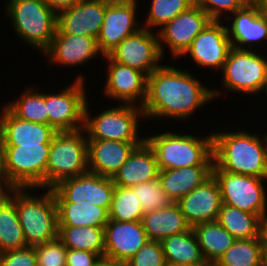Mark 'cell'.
<instances>
[{"instance_id": "obj_1", "label": "cell", "mask_w": 267, "mask_h": 266, "mask_svg": "<svg viewBox=\"0 0 267 266\" xmlns=\"http://www.w3.org/2000/svg\"><path fill=\"white\" fill-rule=\"evenodd\" d=\"M190 71L161 65L147 76V96L142 106L145 120L188 121L195 111L222 96V88H209ZM162 118V119H161Z\"/></svg>"}, {"instance_id": "obj_2", "label": "cell", "mask_w": 267, "mask_h": 266, "mask_svg": "<svg viewBox=\"0 0 267 266\" xmlns=\"http://www.w3.org/2000/svg\"><path fill=\"white\" fill-rule=\"evenodd\" d=\"M237 128L234 127L227 132L223 129L216 133L212 131L213 168L267 179V140L265 136L255 131L252 133ZM234 129L235 131H233Z\"/></svg>"}, {"instance_id": "obj_3", "label": "cell", "mask_w": 267, "mask_h": 266, "mask_svg": "<svg viewBox=\"0 0 267 266\" xmlns=\"http://www.w3.org/2000/svg\"><path fill=\"white\" fill-rule=\"evenodd\" d=\"M35 190L39 191L40 188H9L4 192L15 204L28 247H36L56 239L59 230L53 191L41 188L45 192L35 194Z\"/></svg>"}, {"instance_id": "obj_4", "label": "cell", "mask_w": 267, "mask_h": 266, "mask_svg": "<svg viewBox=\"0 0 267 266\" xmlns=\"http://www.w3.org/2000/svg\"><path fill=\"white\" fill-rule=\"evenodd\" d=\"M176 131H162L145 137L160 170L213 166L212 131L204 137Z\"/></svg>"}, {"instance_id": "obj_5", "label": "cell", "mask_w": 267, "mask_h": 266, "mask_svg": "<svg viewBox=\"0 0 267 266\" xmlns=\"http://www.w3.org/2000/svg\"><path fill=\"white\" fill-rule=\"evenodd\" d=\"M5 14L17 39L42 55L50 47L57 29V14L42 0H8Z\"/></svg>"}, {"instance_id": "obj_6", "label": "cell", "mask_w": 267, "mask_h": 266, "mask_svg": "<svg viewBox=\"0 0 267 266\" xmlns=\"http://www.w3.org/2000/svg\"><path fill=\"white\" fill-rule=\"evenodd\" d=\"M107 106L97 115L90 111L87 101L85 106L84 129L87 140H112L121 142H144L139 128L140 120H145L142 107L131 104ZM112 107V108H111ZM93 114V115H92ZM140 135V136H139Z\"/></svg>"}, {"instance_id": "obj_7", "label": "cell", "mask_w": 267, "mask_h": 266, "mask_svg": "<svg viewBox=\"0 0 267 266\" xmlns=\"http://www.w3.org/2000/svg\"><path fill=\"white\" fill-rule=\"evenodd\" d=\"M88 172V140L85 129L58 131L50 143L46 188Z\"/></svg>"}, {"instance_id": "obj_8", "label": "cell", "mask_w": 267, "mask_h": 266, "mask_svg": "<svg viewBox=\"0 0 267 266\" xmlns=\"http://www.w3.org/2000/svg\"><path fill=\"white\" fill-rule=\"evenodd\" d=\"M232 47L221 71V86L229 92L256 95L267 90V54Z\"/></svg>"}, {"instance_id": "obj_9", "label": "cell", "mask_w": 267, "mask_h": 266, "mask_svg": "<svg viewBox=\"0 0 267 266\" xmlns=\"http://www.w3.org/2000/svg\"><path fill=\"white\" fill-rule=\"evenodd\" d=\"M50 144L5 146L6 190L46 188Z\"/></svg>"}, {"instance_id": "obj_10", "label": "cell", "mask_w": 267, "mask_h": 266, "mask_svg": "<svg viewBox=\"0 0 267 266\" xmlns=\"http://www.w3.org/2000/svg\"><path fill=\"white\" fill-rule=\"evenodd\" d=\"M212 175L219 185L223 204L260 218L267 214V179L224 172L219 168H212Z\"/></svg>"}, {"instance_id": "obj_11", "label": "cell", "mask_w": 267, "mask_h": 266, "mask_svg": "<svg viewBox=\"0 0 267 266\" xmlns=\"http://www.w3.org/2000/svg\"><path fill=\"white\" fill-rule=\"evenodd\" d=\"M86 78L78 73L72 84L54 93H45L48 125L57 131L84 128L85 106L88 101Z\"/></svg>"}, {"instance_id": "obj_12", "label": "cell", "mask_w": 267, "mask_h": 266, "mask_svg": "<svg viewBox=\"0 0 267 266\" xmlns=\"http://www.w3.org/2000/svg\"><path fill=\"white\" fill-rule=\"evenodd\" d=\"M212 21L196 3L158 29L160 53L165 58V48H169L174 60L182 57L194 38ZM165 44V45H164ZM165 46V47H164Z\"/></svg>"}, {"instance_id": "obj_13", "label": "cell", "mask_w": 267, "mask_h": 266, "mask_svg": "<svg viewBox=\"0 0 267 266\" xmlns=\"http://www.w3.org/2000/svg\"><path fill=\"white\" fill-rule=\"evenodd\" d=\"M228 17L224 21L232 47L261 51V44L267 43V10L262 2L251 0Z\"/></svg>"}, {"instance_id": "obj_14", "label": "cell", "mask_w": 267, "mask_h": 266, "mask_svg": "<svg viewBox=\"0 0 267 266\" xmlns=\"http://www.w3.org/2000/svg\"><path fill=\"white\" fill-rule=\"evenodd\" d=\"M114 186L112 178L87 172L64 179L51 190L56 202L97 205L109 211Z\"/></svg>"}, {"instance_id": "obj_15", "label": "cell", "mask_w": 267, "mask_h": 266, "mask_svg": "<svg viewBox=\"0 0 267 266\" xmlns=\"http://www.w3.org/2000/svg\"><path fill=\"white\" fill-rule=\"evenodd\" d=\"M113 61L138 69L149 76L162 64L158 33L141 28L107 54Z\"/></svg>"}, {"instance_id": "obj_16", "label": "cell", "mask_w": 267, "mask_h": 266, "mask_svg": "<svg viewBox=\"0 0 267 266\" xmlns=\"http://www.w3.org/2000/svg\"><path fill=\"white\" fill-rule=\"evenodd\" d=\"M107 61L106 81L103 94L108 100L142 107L147 96V75L129 66L113 61L105 55L102 61ZM138 101V102H137Z\"/></svg>"}, {"instance_id": "obj_17", "label": "cell", "mask_w": 267, "mask_h": 266, "mask_svg": "<svg viewBox=\"0 0 267 266\" xmlns=\"http://www.w3.org/2000/svg\"><path fill=\"white\" fill-rule=\"evenodd\" d=\"M139 2H106L104 19L97 38L99 50L104 56L125 38L143 28L141 20L136 16Z\"/></svg>"}, {"instance_id": "obj_18", "label": "cell", "mask_w": 267, "mask_h": 266, "mask_svg": "<svg viewBox=\"0 0 267 266\" xmlns=\"http://www.w3.org/2000/svg\"><path fill=\"white\" fill-rule=\"evenodd\" d=\"M232 48L224 21L212 20L192 41L182 55L189 56L195 65L202 69L222 71ZM207 67V68H206Z\"/></svg>"}, {"instance_id": "obj_19", "label": "cell", "mask_w": 267, "mask_h": 266, "mask_svg": "<svg viewBox=\"0 0 267 266\" xmlns=\"http://www.w3.org/2000/svg\"><path fill=\"white\" fill-rule=\"evenodd\" d=\"M46 55L49 68L57 64L60 67L84 66L92 59L101 60L103 53L99 50L97 39L88 36L61 34L57 30L50 47L43 53ZM99 56V57H97Z\"/></svg>"}, {"instance_id": "obj_20", "label": "cell", "mask_w": 267, "mask_h": 266, "mask_svg": "<svg viewBox=\"0 0 267 266\" xmlns=\"http://www.w3.org/2000/svg\"><path fill=\"white\" fill-rule=\"evenodd\" d=\"M106 1L81 0L57 14V31L61 34L97 39L105 15Z\"/></svg>"}, {"instance_id": "obj_21", "label": "cell", "mask_w": 267, "mask_h": 266, "mask_svg": "<svg viewBox=\"0 0 267 266\" xmlns=\"http://www.w3.org/2000/svg\"><path fill=\"white\" fill-rule=\"evenodd\" d=\"M176 203L191 228L198 224L217 221L222 204L219 185L211 175Z\"/></svg>"}, {"instance_id": "obj_22", "label": "cell", "mask_w": 267, "mask_h": 266, "mask_svg": "<svg viewBox=\"0 0 267 266\" xmlns=\"http://www.w3.org/2000/svg\"><path fill=\"white\" fill-rule=\"evenodd\" d=\"M105 257L128 261L148 241L141 221L109 220L104 227Z\"/></svg>"}, {"instance_id": "obj_23", "label": "cell", "mask_w": 267, "mask_h": 266, "mask_svg": "<svg viewBox=\"0 0 267 266\" xmlns=\"http://www.w3.org/2000/svg\"><path fill=\"white\" fill-rule=\"evenodd\" d=\"M0 130L5 146L50 144L58 132L50 125L16 117L4 104L0 106Z\"/></svg>"}, {"instance_id": "obj_24", "label": "cell", "mask_w": 267, "mask_h": 266, "mask_svg": "<svg viewBox=\"0 0 267 266\" xmlns=\"http://www.w3.org/2000/svg\"><path fill=\"white\" fill-rule=\"evenodd\" d=\"M142 143L88 140V172L113 178L133 150Z\"/></svg>"}, {"instance_id": "obj_25", "label": "cell", "mask_w": 267, "mask_h": 266, "mask_svg": "<svg viewBox=\"0 0 267 266\" xmlns=\"http://www.w3.org/2000/svg\"><path fill=\"white\" fill-rule=\"evenodd\" d=\"M159 166L153 149L144 141L129 155L113 176L114 185L133 187L159 177Z\"/></svg>"}, {"instance_id": "obj_26", "label": "cell", "mask_w": 267, "mask_h": 266, "mask_svg": "<svg viewBox=\"0 0 267 266\" xmlns=\"http://www.w3.org/2000/svg\"><path fill=\"white\" fill-rule=\"evenodd\" d=\"M212 168L213 166H188L160 170L158 178L164 192L176 203L206 181L212 175Z\"/></svg>"}, {"instance_id": "obj_27", "label": "cell", "mask_w": 267, "mask_h": 266, "mask_svg": "<svg viewBox=\"0 0 267 266\" xmlns=\"http://www.w3.org/2000/svg\"><path fill=\"white\" fill-rule=\"evenodd\" d=\"M141 223L148 240L153 241H162L164 238L184 233L191 228L177 203L151 213H145Z\"/></svg>"}, {"instance_id": "obj_28", "label": "cell", "mask_w": 267, "mask_h": 266, "mask_svg": "<svg viewBox=\"0 0 267 266\" xmlns=\"http://www.w3.org/2000/svg\"><path fill=\"white\" fill-rule=\"evenodd\" d=\"M166 263L186 266H206L197 237L192 228L161 241Z\"/></svg>"}, {"instance_id": "obj_29", "label": "cell", "mask_w": 267, "mask_h": 266, "mask_svg": "<svg viewBox=\"0 0 267 266\" xmlns=\"http://www.w3.org/2000/svg\"><path fill=\"white\" fill-rule=\"evenodd\" d=\"M192 229L207 264H215L236 241L217 221L198 224Z\"/></svg>"}, {"instance_id": "obj_30", "label": "cell", "mask_w": 267, "mask_h": 266, "mask_svg": "<svg viewBox=\"0 0 267 266\" xmlns=\"http://www.w3.org/2000/svg\"><path fill=\"white\" fill-rule=\"evenodd\" d=\"M58 226H91L105 227L109 219V211L91 204L72 202H56Z\"/></svg>"}, {"instance_id": "obj_31", "label": "cell", "mask_w": 267, "mask_h": 266, "mask_svg": "<svg viewBox=\"0 0 267 266\" xmlns=\"http://www.w3.org/2000/svg\"><path fill=\"white\" fill-rule=\"evenodd\" d=\"M26 247L28 246L15 204L2 192L0 193V253Z\"/></svg>"}, {"instance_id": "obj_32", "label": "cell", "mask_w": 267, "mask_h": 266, "mask_svg": "<svg viewBox=\"0 0 267 266\" xmlns=\"http://www.w3.org/2000/svg\"><path fill=\"white\" fill-rule=\"evenodd\" d=\"M58 238L67 249L90 251L104 257V227L58 226Z\"/></svg>"}, {"instance_id": "obj_33", "label": "cell", "mask_w": 267, "mask_h": 266, "mask_svg": "<svg viewBox=\"0 0 267 266\" xmlns=\"http://www.w3.org/2000/svg\"><path fill=\"white\" fill-rule=\"evenodd\" d=\"M260 217L238 208L221 204L217 222L236 240L260 238Z\"/></svg>"}, {"instance_id": "obj_34", "label": "cell", "mask_w": 267, "mask_h": 266, "mask_svg": "<svg viewBox=\"0 0 267 266\" xmlns=\"http://www.w3.org/2000/svg\"><path fill=\"white\" fill-rule=\"evenodd\" d=\"M20 94L4 105L20 119L48 125L45 92L27 85Z\"/></svg>"}, {"instance_id": "obj_35", "label": "cell", "mask_w": 267, "mask_h": 266, "mask_svg": "<svg viewBox=\"0 0 267 266\" xmlns=\"http://www.w3.org/2000/svg\"><path fill=\"white\" fill-rule=\"evenodd\" d=\"M260 238L236 240L217 260L216 266H262Z\"/></svg>"}, {"instance_id": "obj_36", "label": "cell", "mask_w": 267, "mask_h": 266, "mask_svg": "<svg viewBox=\"0 0 267 266\" xmlns=\"http://www.w3.org/2000/svg\"><path fill=\"white\" fill-rule=\"evenodd\" d=\"M144 214L140 200L131 187L114 186L109 209L110 220L119 222L141 221Z\"/></svg>"}, {"instance_id": "obj_37", "label": "cell", "mask_w": 267, "mask_h": 266, "mask_svg": "<svg viewBox=\"0 0 267 266\" xmlns=\"http://www.w3.org/2000/svg\"><path fill=\"white\" fill-rule=\"evenodd\" d=\"M194 3L195 0H151L142 27L152 31L155 29L157 32L158 28H162Z\"/></svg>"}, {"instance_id": "obj_38", "label": "cell", "mask_w": 267, "mask_h": 266, "mask_svg": "<svg viewBox=\"0 0 267 266\" xmlns=\"http://www.w3.org/2000/svg\"><path fill=\"white\" fill-rule=\"evenodd\" d=\"M131 189L140 200L144 213H151L175 204L173 199L162 189L159 178L134 185Z\"/></svg>"}, {"instance_id": "obj_39", "label": "cell", "mask_w": 267, "mask_h": 266, "mask_svg": "<svg viewBox=\"0 0 267 266\" xmlns=\"http://www.w3.org/2000/svg\"><path fill=\"white\" fill-rule=\"evenodd\" d=\"M34 248L37 266H66L67 248L58 237Z\"/></svg>"}, {"instance_id": "obj_40", "label": "cell", "mask_w": 267, "mask_h": 266, "mask_svg": "<svg viewBox=\"0 0 267 266\" xmlns=\"http://www.w3.org/2000/svg\"><path fill=\"white\" fill-rule=\"evenodd\" d=\"M249 1L251 0H195V3L212 20L222 21L228 18L230 13L233 14L235 11L244 7Z\"/></svg>"}, {"instance_id": "obj_41", "label": "cell", "mask_w": 267, "mask_h": 266, "mask_svg": "<svg viewBox=\"0 0 267 266\" xmlns=\"http://www.w3.org/2000/svg\"><path fill=\"white\" fill-rule=\"evenodd\" d=\"M128 262L130 266H166L161 241L148 240Z\"/></svg>"}, {"instance_id": "obj_42", "label": "cell", "mask_w": 267, "mask_h": 266, "mask_svg": "<svg viewBox=\"0 0 267 266\" xmlns=\"http://www.w3.org/2000/svg\"><path fill=\"white\" fill-rule=\"evenodd\" d=\"M0 266H37L35 248L26 247L0 253Z\"/></svg>"}, {"instance_id": "obj_43", "label": "cell", "mask_w": 267, "mask_h": 266, "mask_svg": "<svg viewBox=\"0 0 267 266\" xmlns=\"http://www.w3.org/2000/svg\"><path fill=\"white\" fill-rule=\"evenodd\" d=\"M101 256L90 251L67 249L66 266H96Z\"/></svg>"}, {"instance_id": "obj_44", "label": "cell", "mask_w": 267, "mask_h": 266, "mask_svg": "<svg viewBox=\"0 0 267 266\" xmlns=\"http://www.w3.org/2000/svg\"><path fill=\"white\" fill-rule=\"evenodd\" d=\"M56 14L69 9L81 0H42Z\"/></svg>"}, {"instance_id": "obj_45", "label": "cell", "mask_w": 267, "mask_h": 266, "mask_svg": "<svg viewBox=\"0 0 267 266\" xmlns=\"http://www.w3.org/2000/svg\"><path fill=\"white\" fill-rule=\"evenodd\" d=\"M6 191L5 145L0 130V193Z\"/></svg>"}, {"instance_id": "obj_46", "label": "cell", "mask_w": 267, "mask_h": 266, "mask_svg": "<svg viewBox=\"0 0 267 266\" xmlns=\"http://www.w3.org/2000/svg\"><path fill=\"white\" fill-rule=\"evenodd\" d=\"M96 266H130L128 261L101 257Z\"/></svg>"}, {"instance_id": "obj_47", "label": "cell", "mask_w": 267, "mask_h": 266, "mask_svg": "<svg viewBox=\"0 0 267 266\" xmlns=\"http://www.w3.org/2000/svg\"><path fill=\"white\" fill-rule=\"evenodd\" d=\"M259 237L262 248H267V214L260 219Z\"/></svg>"}, {"instance_id": "obj_48", "label": "cell", "mask_w": 267, "mask_h": 266, "mask_svg": "<svg viewBox=\"0 0 267 266\" xmlns=\"http://www.w3.org/2000/svg\"><path fill=\"white\" fill-rule=\"evenodd\" d=\"M262 266H267V248L262 250Z\"/></svg>"}, {"instance_id": "obj_49", "label": "cell", "mask_w": 267, "mask_h": 266, "mask_svg": "<svg viewBox=\"0 0 267 266\" xmlns=\"http://www.w3.org/2000/svg\"><path fill=\"white\" fill-rule=\"evenodd\" d=\"M102 1H106V2L112 3V2H126V1H129V0H102Z\"/></svg>"}, {"instance_id": "obj_50", "label": "cell", "mask_w": 267, "mask_h": 266, "mask_svg": "<svg viewBox=\"0 0 267 266\" xmlns=\"http://www.w3.org/2000/svg\"><path fill=\"white\" fill-rule=\"evenodd\" d=\"M166 266H186V265H178V264H169V263H167Z\"/></svg>"}, {"instance_id": "obj_51", "label": "cell", "mask_w": 267, "mask_h": 266, "mask_svg": "<svg viewBox=\"0 0 267 266\" xmlns=\"http://www.w3.org/2000/svg\"><path fill=\"white\" fill-rule=\"evenodd\" d=\"M262 4H267V0H260Z\"/></svg>"}, {"instance_id": "obj_52", "label": "cell", "mask_w": 267, "mask_h": 266, "mask_svg": "<svg viewBox=\"0 0 267 266\" xmlns=\"http://www.w3.org/2000/svg\"><path fill=\"white\" fill-rule=\"evenodd\" d=\"M264 134V136H265V138H266V140H267V130L265 131V133H263Z\"/></svg>"}, {"instance_id": "obj_53", "label": "cell", "mask_w": 267, "mask_h": 266, "mask_svg": "<svg viewBox=\"0 0 267 266\" xmlns=\"http://www.w3.org/2000/svg\"><path fill=\"white\" fill-rule=\"evenodd\" d=\"M263 7L267 10V4H263Z\"/></svg>"}, {"instance_id": "obj_54", "label": "cell", "mask_w": 267, "mask_h": 266, "mask_svg": "<svg viewBox=\"0 0 267 266\" xmlns=\"http://www.w3.org/2000/svg\"><path fill=\"white\" fill-rule=\"evenodd\" d=\"M206 266H216L215 264H207Z\"/></svg>"}]
</instances>
